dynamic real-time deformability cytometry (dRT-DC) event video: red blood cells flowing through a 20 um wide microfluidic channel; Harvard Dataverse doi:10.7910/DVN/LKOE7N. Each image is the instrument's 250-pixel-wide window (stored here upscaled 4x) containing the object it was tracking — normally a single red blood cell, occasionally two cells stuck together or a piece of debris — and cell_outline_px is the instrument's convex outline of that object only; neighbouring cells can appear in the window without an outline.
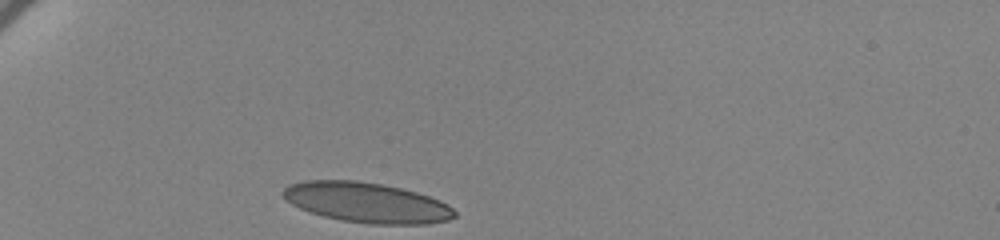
{"species": "human", "species_latin": "Homo sapiens", "temperature_condition": "cold", "stored_images_in_passage": 34, "camera_frame_rate_fps": 3000, "um_per_image_px": 0.085, "donor": {"sex": "female"}, "frame": {"image": 1, "passage_image": 1, "time_ms": 0.0, "image_size_px": [1000, 240], "cell_outline_px": [[456, 216], [448, 220], [428, 224], [368, 224], [340, 220], [308, 212], [292, 204], [280, 192], [288, 184], [304, 180], [356, 180], [380, 184], [400, 188], [416, 192], [440, 200], [448, 204], [456, 212]], "centroid_in_image_um": [31.16, 17.22], "position_along_channel_um": 53.8, "area_um2": 40.23}}
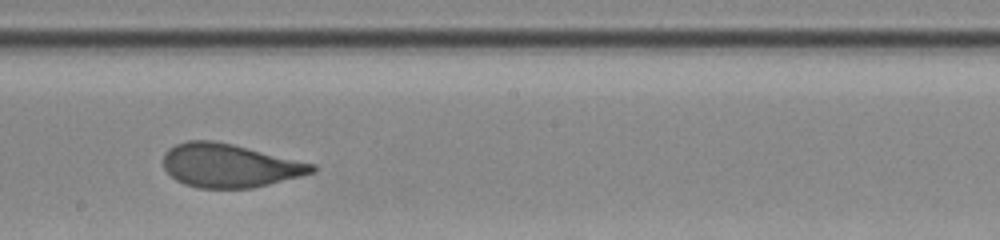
{"frame": {"image": 2, "passage_image": 19, "time_ms": 6.0, "image_size_px": [1000, 240], "cell_outline_px": [[316, 172], [252, 188], [196, 188], [184, 184], [176, 180], [164, 168], [164, 152], [168, 148], [176, 144], [188, 140], [212, 140], [232, 144], [316, 164]], "centroid_in_image_um": [19.5, 14.07], "position_along_channel_um": 228.7, "area_um2": 37.69}}
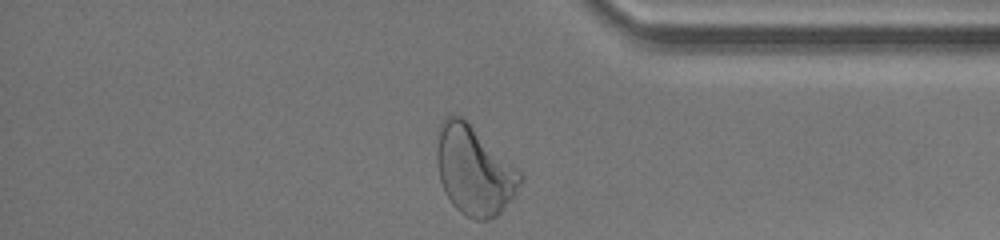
{"frame": {"image": 3, "passage_image": 34, "time_ms": 11.0, "image_size_px": [1000, 240], "cell_outline_px": [[524, 180], [500, 212], [496, 216], [488, 220], [476, 220], [464, 216], [452, 204], [444, 192], [440, 180], [436, 164], [436, 148], [440, 120], [444, 116], [452, 112], [468, 120], [524, 176]], "centroid_in_image_um": [40.25, 14.44], "position_along_channel_um": 395.0, "area_um2": 43.58}, "authors_computed_cell_mechanics": {"area_um2": 38.6104, "velocity_mm_per_s": 3.4364, "shape_relaxation_time_tau1_ms": 5.9441, "shape_relaxation_time_tau2_ms": null, "deformation_change_tau1": 0.1764, "deformation_change_tau2": null}}